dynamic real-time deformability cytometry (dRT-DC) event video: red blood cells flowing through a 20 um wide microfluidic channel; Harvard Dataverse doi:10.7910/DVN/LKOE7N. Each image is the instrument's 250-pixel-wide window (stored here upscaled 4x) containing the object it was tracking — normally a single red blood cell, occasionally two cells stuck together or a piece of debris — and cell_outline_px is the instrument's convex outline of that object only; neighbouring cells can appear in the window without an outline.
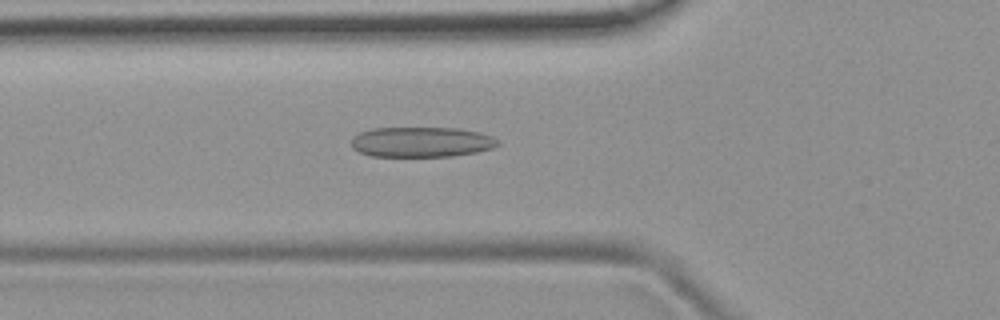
{"species": "common noctule bat (a hibernating species)", "species_latin": "Nyctalus noctula", "temperature_condition": "room temperature", "stored_images_in_passage": 51, "camera_frame_rate_fps": 3000, "um_per_image_px": 0.085, "animal": {"sex": "female", "body_mass_g": 19.9}, "frame": {"image": 1, "passage_image": 18, "time_ms": 5.667, "image_size_px": [1000, 320], "cell_outline_px": [[500, 144], [492, 148], [476, 152], [452, 156], [368, 156], [352, 148], [352, 140], [360, 132], [372, 128], [460, 128], [480, 132], [492, 136], [500, 140]], "centroid_in_image_um": [35.86, 12.07], "position_along_channel_um": 89.9, "area_um2": 25.84}}
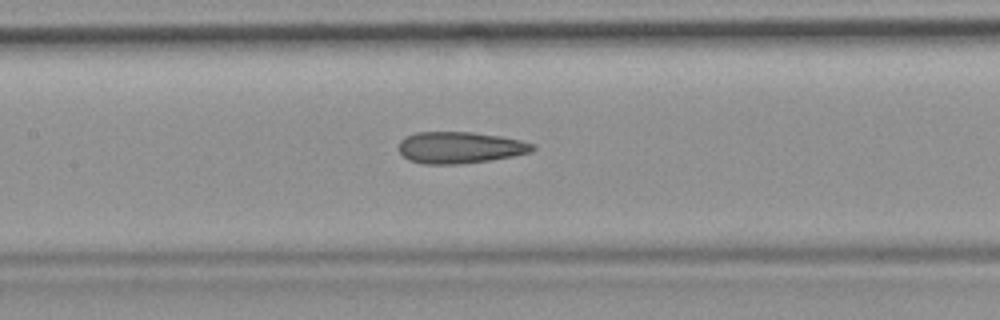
{"frame": {"image": 2, "passage_image": 24, "time_ms": 7.667, "image_size_px": [1000, 320], "cell_outline_px": [[536, 148], [532, 152], [512, 156], [488, 160], [460, 164], [424, 164], [408, 160], [400, 152], [400, 140], [404, 136], [416, 132], [472, 132], [500, 136], [520, 140], [536, 144]], "centroid_in_image_um": [39.1, 12.54], "position_along_channel_um": 168.3, "area_um2": 24.68}}
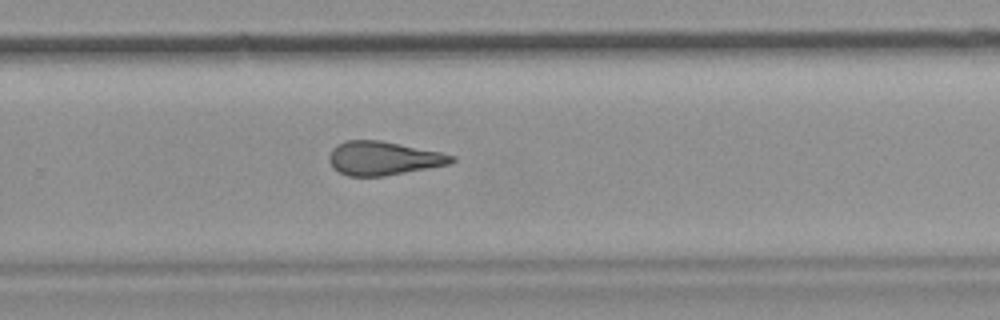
{"frame": {"image": 3, "passage_image": 34, "time_ms": 11.0, "image_size_px": [1000, 320], "cell_outline_px": [[456, 160], [448, 164], [384, 176], [348, 176], [332, 168], [328, 160], [328, 156], [332, 148], [336, 144], [344, 140], [380, 140], [440, 152], [456, 156]], "centroid_in_image_um": [32.53, 13.44], "position_along_channel_um": 297.3, "area_um2": 24.04}, "authors_computed_cell_mechanics": {"area_um2": 24.7962, "velocity_mm_per_s": 3.8964, "shape_relaxation_time_tau1_ms": null, "shape_relaxation_time_tau2_ms": 2.6107, "deformation_change_tau1": null, "deformation_change_tau2": 0.1336}}